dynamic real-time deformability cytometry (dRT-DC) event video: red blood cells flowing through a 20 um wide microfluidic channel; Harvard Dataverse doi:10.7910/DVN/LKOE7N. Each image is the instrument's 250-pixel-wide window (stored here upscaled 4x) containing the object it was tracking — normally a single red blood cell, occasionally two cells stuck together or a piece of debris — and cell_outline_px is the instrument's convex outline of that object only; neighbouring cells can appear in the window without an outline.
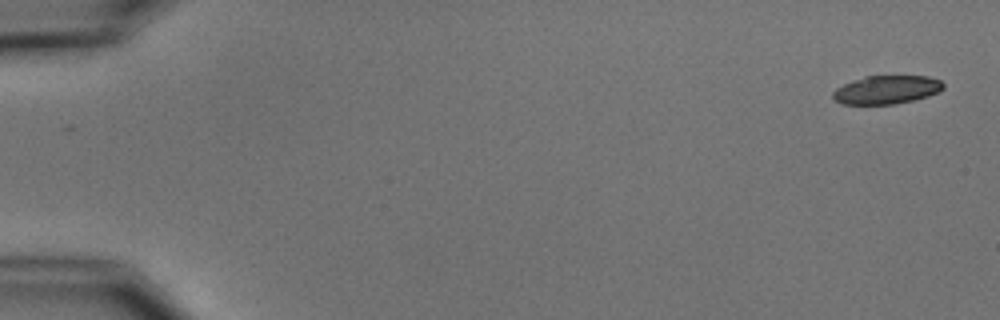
{"species": "common noctule bat (a hibernating species)", "species_latin": "Nyctalus noctula", "temperature_condition": "cold", "stored_images_in_passage": 6, "camera_frame_rate_fps": 3000, "um_per_image_px": 0.085, "animal": {"sex": "male", "body_mass_g": 15.6}, "frame": {"image": 1, "passage_image": 1, "time_ms": 0.0, "image_size_px": [1000, 320], "cell_outline_px": [[944, 88], [928, 96], [912, 100], [892, 104], [844, 104], [836, 100], [832, 96], [832, 92], [836, 88], [844, 84], [864, 76], [928, 76], [940, 80], [944, 84]], "centroid_in_image_um": [75.35, 7.62], "position_along_channel_um": 9.6, "area_um2": 18.09}}
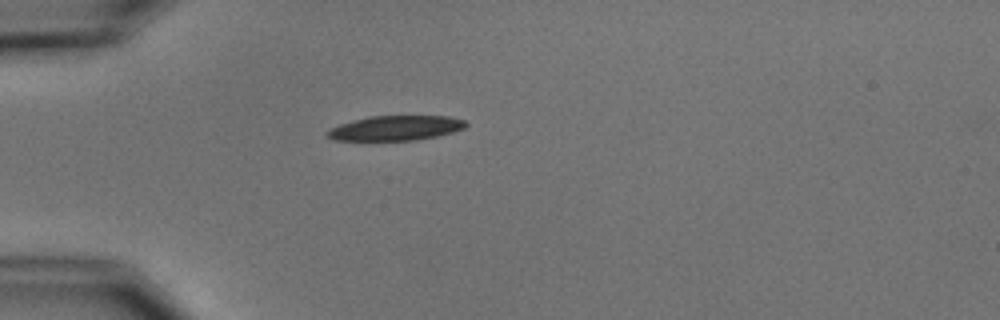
{"frame": {"image": 2, "passage_image": 5, "time_ms": 4.667, "image_size_px": [1000, 320], "cell_outline_px": [[468, 124], [464, 128], [452, 132], [436, 136], [416, 140], [332, 140], [324, 132], [328, 128], [352, 120], [368, 116], [448, 116], [464, 120]], "centroid_in_image_um": [33.58, 10.88], "position_along_channel_um": 51.4, "area_um2": 20.06}}